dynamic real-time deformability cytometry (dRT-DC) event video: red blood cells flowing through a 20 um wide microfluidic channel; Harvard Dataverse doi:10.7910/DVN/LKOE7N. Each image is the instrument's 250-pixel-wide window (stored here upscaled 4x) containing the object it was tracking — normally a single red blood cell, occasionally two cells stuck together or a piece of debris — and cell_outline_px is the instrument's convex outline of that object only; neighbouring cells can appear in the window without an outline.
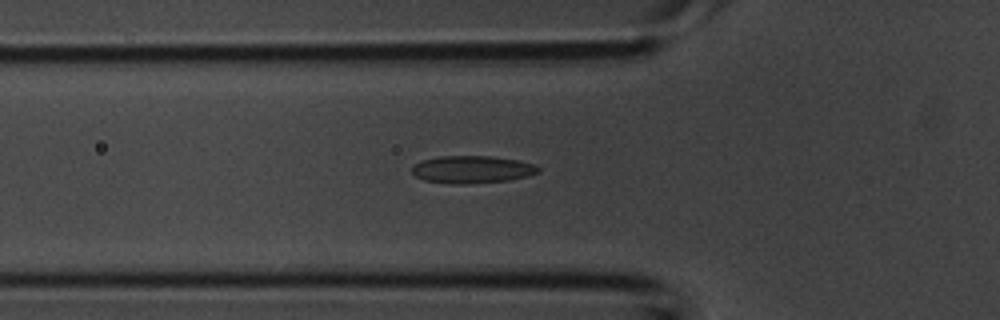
{"species": "common noctule bat (a hibernating species)", "species_latin": "Nyctalus noctula", "temperature_condition": "room temperature", "stored_images_in_passage": 35, "camera_frame_rate_fps": 3000, "um_per_image_px": 0.085, "animal": {"sex": "male", "body_mass_g": 20.1, "forearm_length_mm": 53.5}, "frame": {"image": 1, "passage_image": 7, "time_ms": 2.0, "image_size_px": [1000, 320], "cell_outline_px": [[540, 172], [528, 176], [508, 180], [468, 184], [452, 184], [424, 180], [416, 176], [412, 172], [412, 168], [420, 160], [440, 156], [492, 156], [520, 160], [536, 164], [540, 168]], "centroid_in_image_um": [40.17, 14.4], "position_along_channel_um": 85.6, "area_um2": 20.4}}
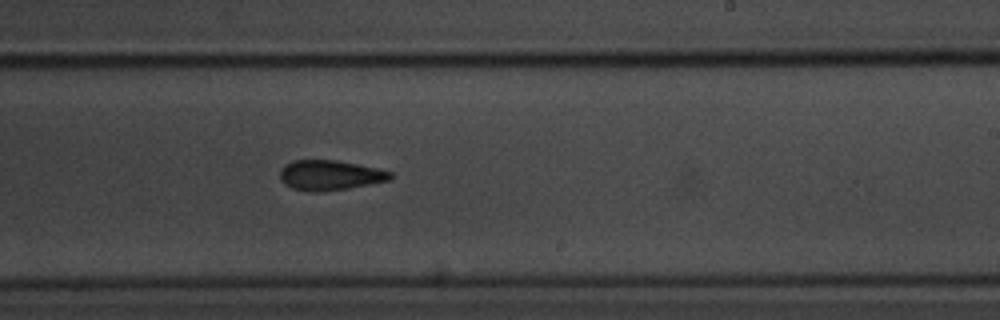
{"frame": {"image": 2, "passage_image": 18, "time_ms": 5.667, "image_size_px": [1000, 320], "cell_outline_px": [[392, 180], [348, 188], [320, 192], [312, 192], [292, 188], [284, 184], [280, 180], [280, 168], [284, 164], [292, 160], [336, 160], [380, 168], [392, 172]], "centroid_in_image_um": [28.04, 14.89], "position_along_channel_um": 261.0, "area_um2": 19.59}}
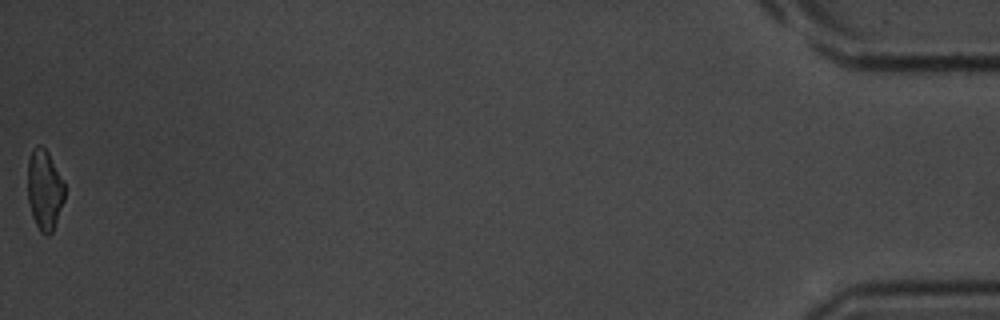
{"frame": {"image": 3, "passage_image": 35, "time_ms": 11.333, "image_size_px": [1000, 320], "cell_outline_px": [[64, 200], [52, 232], [48, 236], [44, 236], [40, 232], [32, 216], [28, 200], [28, 160], [36, 144], [40, 144], [48, 152], [64, 184]], "centroid_in_image_um": [3.77, 16.16], "position_along_channel_um": 431.4, "area_um2": 17.11}}